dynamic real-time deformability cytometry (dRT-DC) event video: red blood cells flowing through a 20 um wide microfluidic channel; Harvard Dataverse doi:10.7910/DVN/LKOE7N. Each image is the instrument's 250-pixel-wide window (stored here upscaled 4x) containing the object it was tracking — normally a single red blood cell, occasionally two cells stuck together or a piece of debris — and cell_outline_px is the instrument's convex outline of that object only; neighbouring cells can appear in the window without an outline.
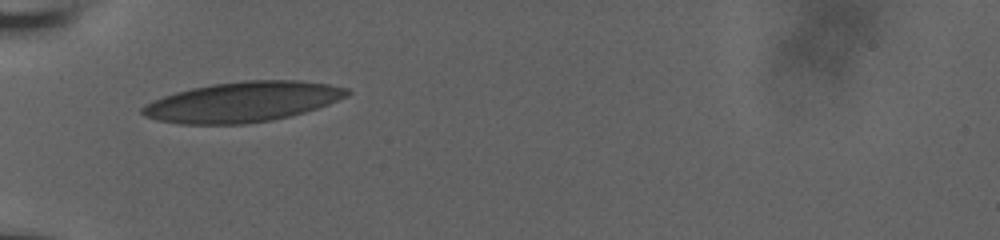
{"species": "human", "species_latin": "Homo sapiens", "temperature_condition": "room temperature", "stored_images_in_passage": 30, "camera_frame_rate_fps": 3000, "um_per_image_px": 0.085, "donor": {"sex": "male"}, "frame": {"image": 1, "passage_image": 1, "time_ms": 0.0, "image_size_px": [1000, 240], "cell_outline_px": [[352, 92], [348, 96], [328, 104], [304, 112], [272, 120], [244, 124], [180, 124], [156, 120], [144, 116], [140, 112], [140, 108], [144, 104], [152, 100], [176, 92], [192, 88], [212, 84], [244, 80], [300, 80], [328, 84], [348, 88]], "centroid_in_image_um": [20.6, 8.66], "position_along_channel_um": 64.4, "area_um2": 48.03}}
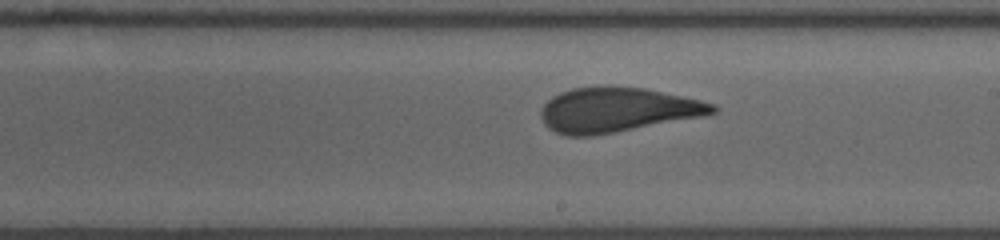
{"frame": {"image": 2, "passage_image": 15, "time_ms": 4.667, "image_size_px": [1000, 240], "cell_outline_px": [[720, 108], [716, 112], [704, 116], [592, 136], [564, 136], [548, 128], [544, 124], [540, 116], [540, 112], [544, 104], [552, 96], [560, 92], [572, 88], [604, 84], [644, 88], [700, 100], [716, 104]], "centroid_in_image_um": [52.44, 9.32], "position_along_channel_um": 236.6, "area_um2": 45.14}}
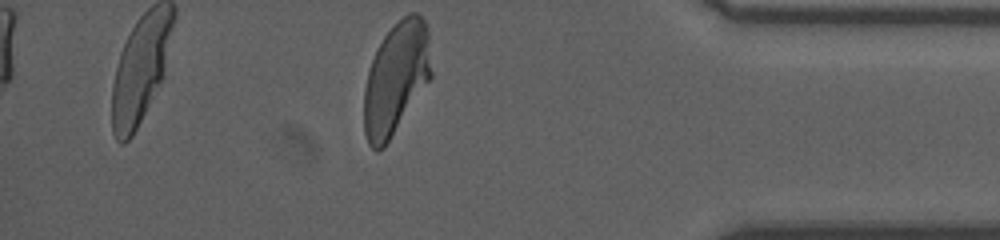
{"frame": {"image": 3, "passage_image": 30, "time_ms": 9.667, "image_size_px": [1000, 240], "cell_outline_px": [[432, 76], [384, 148], [376, 152], [368, 144], [364, 132], [364, 88], [368, 72], [376, 48], [384, 36], [408, 12], [416, 12], [424, 20], [428, 28], [432, 72]], "centroid_in_image_um": [33.66, 6.67], "position_along_channel_um": 401.5, "area_um2": 43.93}, "authors_computed_cell_mechanics": {"area_um2": 44.4771, "velocity_mm_per_s": 3.8385, "shape_relaxation_time_tau1_ms": 5.7964, "shape_relaxation_time_tau2_ms": 1.027, "deformation_change_tau1": 0.1897, "deformation_change_tau2": 0.0829}}